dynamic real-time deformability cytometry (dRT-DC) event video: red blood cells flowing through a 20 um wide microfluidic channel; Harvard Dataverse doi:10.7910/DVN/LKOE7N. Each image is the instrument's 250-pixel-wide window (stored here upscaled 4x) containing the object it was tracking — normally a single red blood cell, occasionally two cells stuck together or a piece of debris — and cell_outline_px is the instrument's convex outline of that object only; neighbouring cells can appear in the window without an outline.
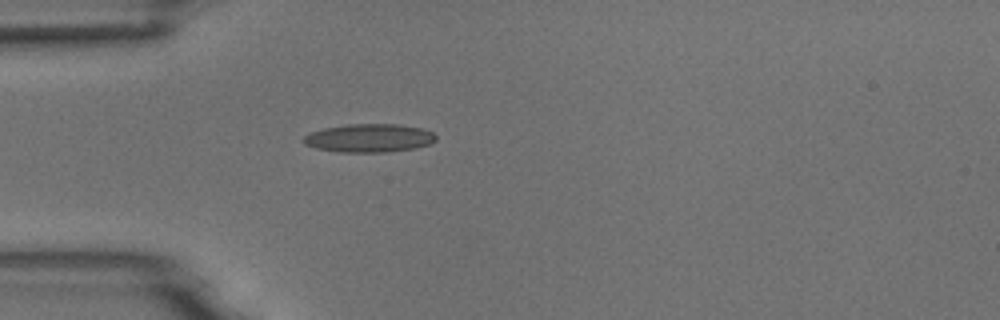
{"species": "common noctule bat (a hibernating species)", "species_latin": "Nyctalus noctula", "temperature_condition": "room temperature", "stored_images_in_passage": 32, "camera_frame_rate_fps": 3000, "um_per_image_px": 0.085, "animal": {"sex": "male", "body_mass_g": 18.8}, "frame": {"image": 1, "passage_image": 1, "time_ms": 0.0, "image_size_px": [1000, 320], "cell_outline_px": [[436, 140], [428, 144], [416, 148], [384, 152], [340, 152], [316, 148], [304, 144], [300, 140], [308, 132], [324, 128], [348, 124], [396, 124], [424, 128], [432, 132], [436, 136]], "centroid_in_image_um": [31.35, 11.73], "position_along_channel_um": 53.7, "area_um2": 22.02}}
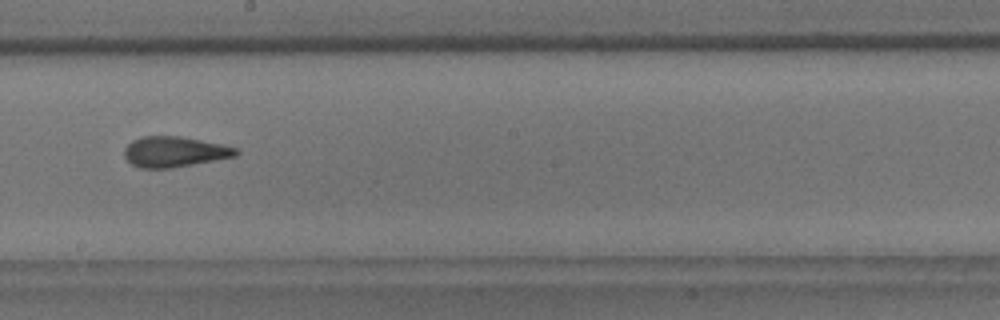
{"frame": {"image": 2, "passage_image": 16, "time_ms": 5.0, "image_size_px": [1000, 320], "cell_outline_px": [[240, 152], [236, 156], [216, 160], [172, 168], [140, 168], [132, 164], [124, 156], [124, 148], [132, 140], [140, 136], [180, 136], [224, 144], [236, 148]], "centroid_in_image_um": [14.83, 12.89], "position_along_channel_um": 233.4, "area_um2": 20.0}}
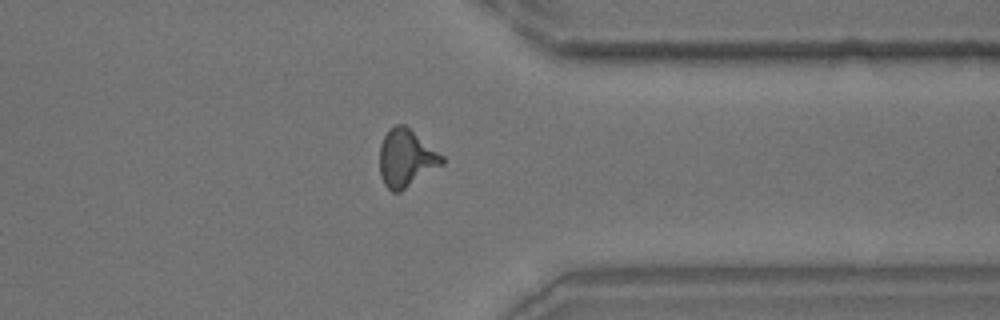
{"frame": {"image": 3, "passage_image": 28, "time_ms": 9.0, "image_size_px": [1000, 320], "cell_outline_px": [[444, 164], [400, 192], [392, 192], [384, 184], [380, 176], [380, 144], [388, 128], [396, 124], [404, 124], [444, 156]], "centroid_in_image_um": [34.52, 13.45], "position_along_channel_um": 376.9, "area_um2": 20.98}, "authors_computed_cell_mechanics": {"area_um2": 19.9699, "velocity_mm_per_s": 3.7185, "shape_relaxation_time_tau1_ms": 5.2235, "shape_relaxation_time_tau2_ms": 1.6715, "deformation_change_tau1": 0.1753, "deformation_change_tau2": 0.109}}